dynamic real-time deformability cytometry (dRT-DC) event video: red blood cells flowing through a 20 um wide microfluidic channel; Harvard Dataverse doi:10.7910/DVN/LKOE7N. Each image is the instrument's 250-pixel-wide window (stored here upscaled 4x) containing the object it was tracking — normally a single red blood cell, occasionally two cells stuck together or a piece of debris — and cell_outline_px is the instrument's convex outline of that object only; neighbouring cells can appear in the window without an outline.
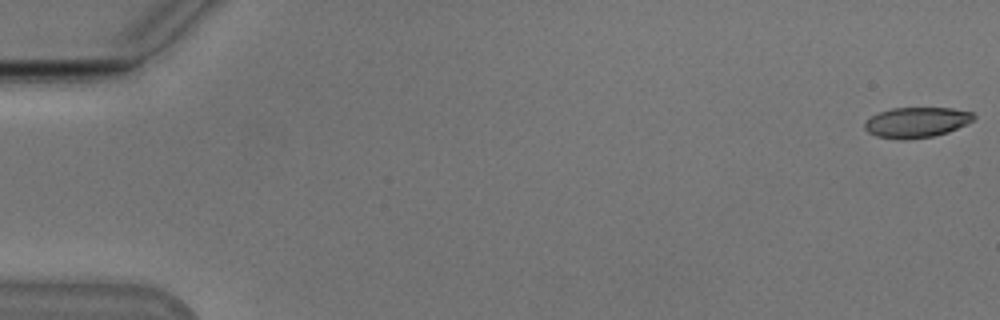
{"species": "Egyptian fruit bat (a non-hibernating species)", "species_latin": "Rousettus aegyptiacus", "temperature_condition": "cold", "stored_images_in_passage": 54, "camera_frame_rate_fps": 3000, "um_per_image_px": 0.085, "animal": {"sex": "male"}, "frame": {"image": 1, "passage_image": 1, "time_ms": 0.0, "image_size_px": [1000, 320], "cell_outline_px": [[976, 116], [972, 120], [948, 132], [932, 136], [904, 140], [896, 140], [876, 136], [868, 132], [864, 128], [864, 124], [872, 116], [880, 112], [892, 108], [952, 108], [972, 112]], "centroid_in_image_um": [77.88, 10.4], "position_along_channel_um": 7.1, "area_um2": 19.13}}
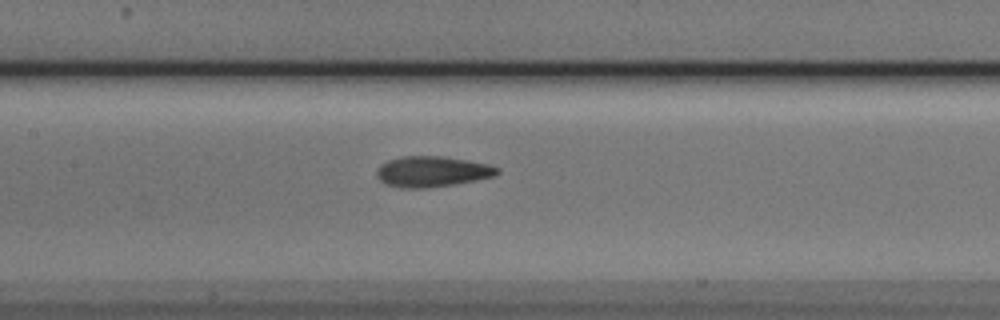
{"frame": {"image": 2, "passage_image": 26, "time_ms": 8.333, "image_size_px": [1000, 320], "cell_outline_px": [[500, 172], [496, 176], [476, 180], [452, 184], [424, 188], [400, 188], [388, 184], [380, 180], [376, 176], [376, 172], [380, 164], [388, 160], [400, 156], [440, 156], [468, 160], [488, 164], [500, 168]], "centroid_in_image_um": [36.73, 14.57], "position_along_channel_um": 170.7, "area_um2": 21.56}}
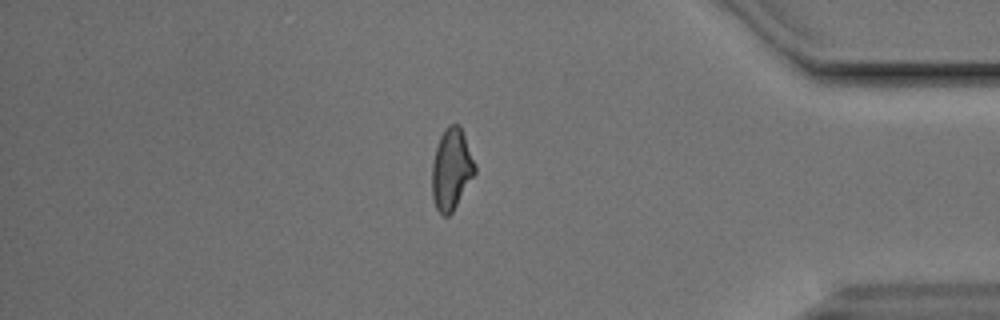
{"frame": {"image": 3, "passage_image": 46, "time_ms": 15.0, "image_size_px": [1000, 320], "cell_outline_px": [[476, 172], [452, 212], [448, 216], [444, 216], [436, 208], [432, 196], [432, 164], [436, 148], [440, 136], [448, 124], [460, 124], [476, 164]], "centroid_in_image_um": [38.38, 14.36], "position_along_channel_um": 396.8, "area_um2": 20.29}, "authors_computed_cell_mechanics": {"area_um2": 20.5479, "velocity_mm_per_s": 3.8484, "shape_relaxation_time_tau1_ms": 3.9658, "shape_relaxation_time_tau2_ms": 1.9361, "deformation_change_tau1": 0.1687, "deformation_change_tau2": 0.1033}}